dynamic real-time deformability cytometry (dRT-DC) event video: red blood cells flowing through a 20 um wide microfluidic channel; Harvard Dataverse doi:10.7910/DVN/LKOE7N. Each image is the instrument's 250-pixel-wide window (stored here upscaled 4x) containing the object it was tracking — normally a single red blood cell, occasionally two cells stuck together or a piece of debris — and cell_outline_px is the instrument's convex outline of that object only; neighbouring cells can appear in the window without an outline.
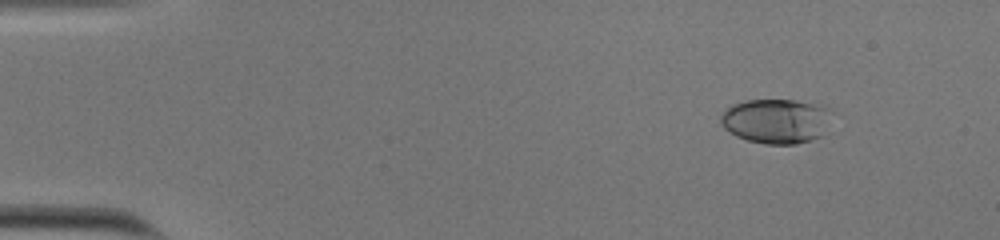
{"species": "human", "species_latin": "Homo sapiens", "temperature_condition": "cold", "stored_images_in_passage": 1, "camera_frame_rate_fps": 3000, "um_per_image_px": 0.085, "donor": {"sex": "male"}, "frame": {"image": 1, "passage_image": 1, "time_ms": 0.0, "image_size_px": [1000, 240], "cell_outline_px": [[804, 140], [788, 144], [776, 144], [752, 140], [740, 136], [732, 132], [728, 128], [724, 116], [732, 108], [740, 104], [756, 100], [784, 100], [800, 104]], "centroid_in_image_um": [65.21, 10.32], "position_along_channel_um": 19.8, "area_um2": 20.58}}